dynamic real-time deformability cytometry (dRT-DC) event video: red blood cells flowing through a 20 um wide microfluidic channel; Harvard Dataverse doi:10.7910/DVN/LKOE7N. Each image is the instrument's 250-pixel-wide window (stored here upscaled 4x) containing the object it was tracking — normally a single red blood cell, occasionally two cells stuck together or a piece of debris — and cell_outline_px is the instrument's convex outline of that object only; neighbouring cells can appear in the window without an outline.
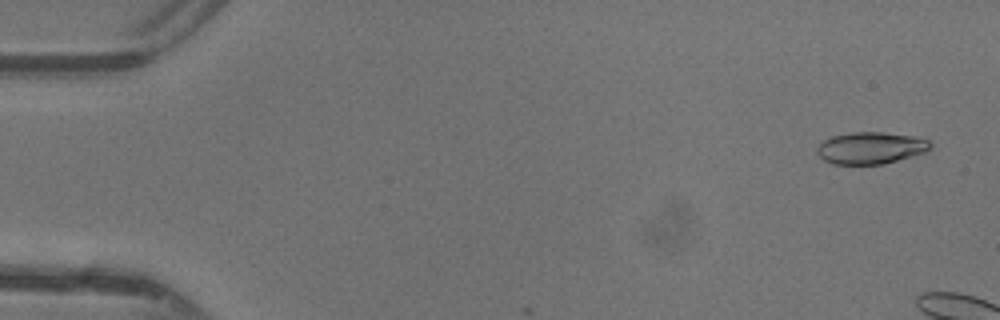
{"species": "common noctule bat (a hibernating species)", "species_latin": "Nyctalus noctula", "temperature_condition": "warm", "stored_images_in_passage": 8, "camera_frame_rate_fps": 3000, "um_per_image_px": 0.085, "animal": {"sex": "female"}, "frame": {"image": 1, "passage_image": 3, "time_ms": 0.667, "image_size_px": [1000, 320], "cell_outline_px": [[932, 148], [924, 152], [912, 156], [884, 164], [832, 164], [824, 160], [816, 152], [816, 148], [824, 140], [832, 136], [852, 132], [884, 132], [912, 136], [928, 140], [932, 144]], "centroid_in_image_um": [74.0, 12.58], "position_along_channel_um": 11.0, "area_um2": 21.04}}